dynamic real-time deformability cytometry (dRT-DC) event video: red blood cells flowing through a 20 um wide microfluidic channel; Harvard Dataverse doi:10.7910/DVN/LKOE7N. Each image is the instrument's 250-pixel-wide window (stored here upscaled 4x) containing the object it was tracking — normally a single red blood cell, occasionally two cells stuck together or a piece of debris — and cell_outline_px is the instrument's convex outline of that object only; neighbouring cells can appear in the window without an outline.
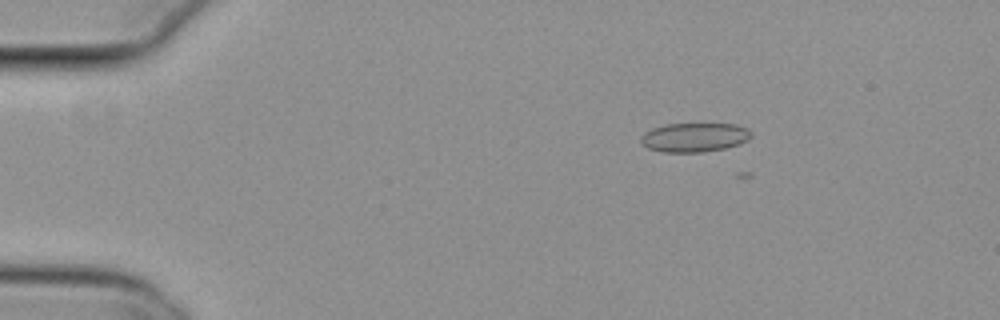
{"species": "common noctule bat (a hibernating species)", "species_latin": "Nyctalus noctula", "temperature_condition": "cold", "stored_images_in_passage": 9, "camera_frame_rate_fps": 3000, "um_per_image_px": 0.085, "animal": {"sex": "female", "body_mass_g": 29.2, "forearm_length_mm": 56.3}, "frame": {"image": 1, "passage_image": 4, "time_ms": 1.0, "image_size_px": [1000, 320], "cell_outline_px": [[752, 136], [748, 140], [740, 144], [724, 148], [704, 152], [664, 152], [648, 148], [640, 144], [640, 136], [644, 132], [652, 128], [664, 124], [736, 124], [748, 128], [752, 132]], "centroid_in_image_um": [59.02, 11.67], "position_along_channel_um": 26.0, "area_um2": 18.96}}